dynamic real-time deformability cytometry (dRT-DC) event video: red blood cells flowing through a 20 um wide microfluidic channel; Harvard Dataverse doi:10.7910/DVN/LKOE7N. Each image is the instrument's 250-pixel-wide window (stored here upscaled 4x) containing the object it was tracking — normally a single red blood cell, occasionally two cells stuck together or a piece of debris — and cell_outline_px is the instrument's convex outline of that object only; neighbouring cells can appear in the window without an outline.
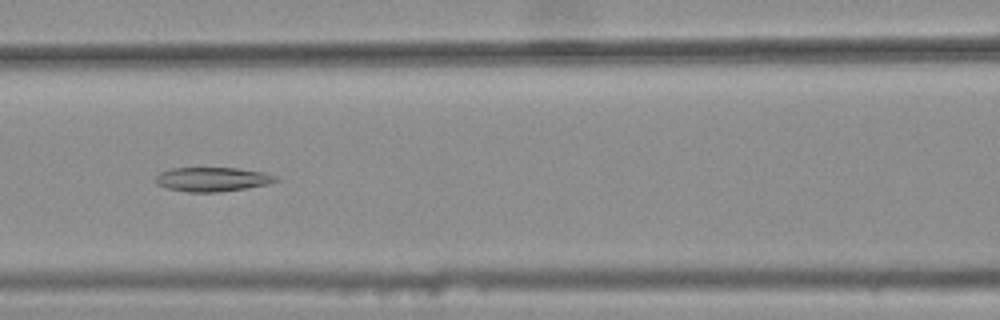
{"species": "common noctule bat (a hibernating species)", "species_latin": "Nyctalus noctula", "temperature_condition": "warm", "stored_images_in_passage": 29, "camera_frame_rate_fps": 3000, "um_per_image_px": 0.085, "animal": {"sex": "female", "body_mass_g": 25.1}, "frame": {"image": 1, "passage_image": 7, "time_ms": 2.0, "image_size_px": [1000, 320], "cell_outline_px": [[280, 180], [268, 184], [220, 192], [188, 192], [168, 188], [156, 184], [152, 180], [160, 172], [172, 168], [240, 168], [264, 172], [276, 176]], "centroid_in_image_um": [18.03, 15.24], "position_along_channel_um": 148.6, "area_um2": 17.05}}
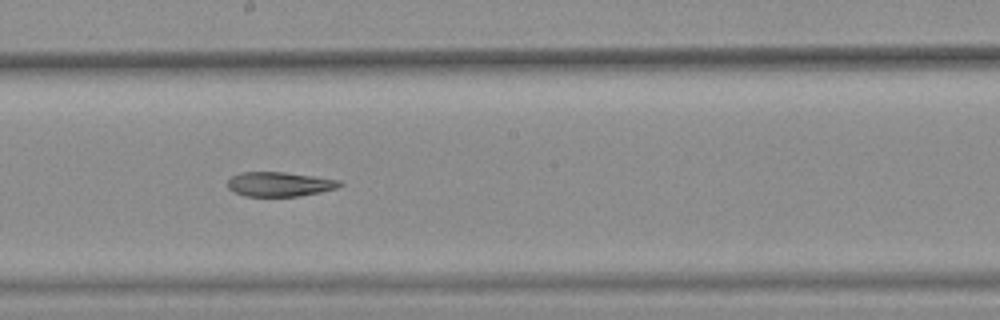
{"frame": {"image": 2, "passage_image": 13, "time_ms": 4.0, "image_size_px": [1000, 320], "cell_outline_px": [[344, 184], [336, 188], [320, 192], [300, 196], [244, 196], [232, 192], [228, 188], [228, 180], [232, 176], [240, 172], [284, 172], [340, 180]], "centroid_in_image_um": [23.73, 15.66], "position_along_channel_um": 224.5, "area_um2": 16.01}}
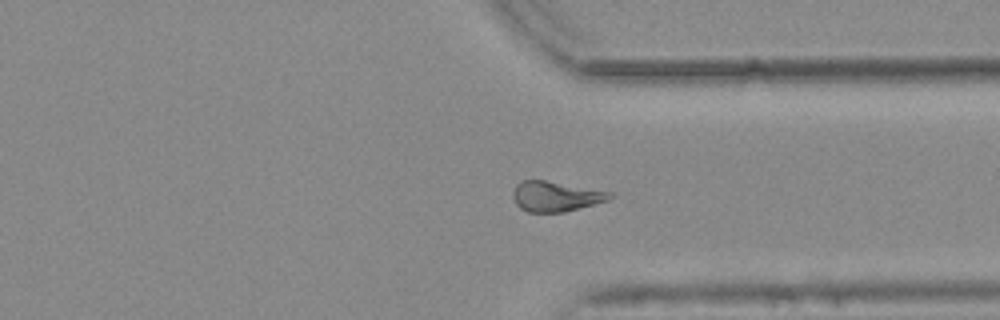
{"frame": {"image": 3, "passage_image": 24, "time_ms": 7.667, "image_size_px": [1000, 320], "cell_outline_px": [[616, 196], [608, 200], [564, 212], [528, 212], [520, 208], [516, 204], [512, 196], [512, 192], [516, 184], [520, 180], [544, 180], [612, 192]], "centroid_in_image_um": [47.22, 16.69], "position_along_channel_um": 364.2, "area_um2": 17.05}}